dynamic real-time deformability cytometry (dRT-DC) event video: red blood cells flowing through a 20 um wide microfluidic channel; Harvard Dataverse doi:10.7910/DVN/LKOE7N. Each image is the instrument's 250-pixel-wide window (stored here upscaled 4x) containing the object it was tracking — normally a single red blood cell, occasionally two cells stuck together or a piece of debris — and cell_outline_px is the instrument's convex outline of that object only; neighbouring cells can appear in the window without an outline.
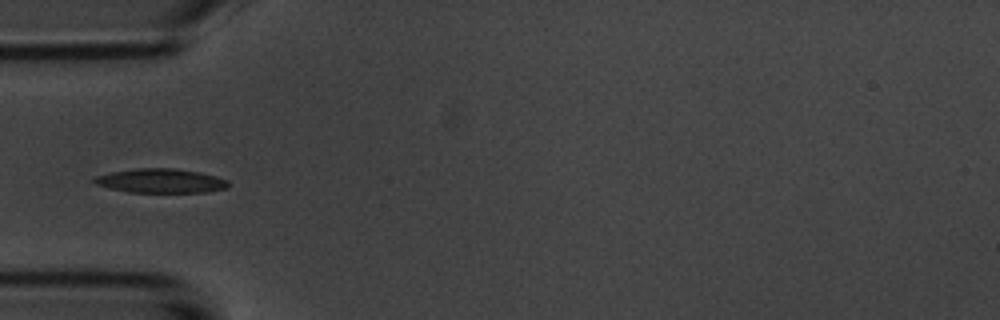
{"species": "common noctule bat (a hibernating species)", "species_latin": "Nyctalus noctula", "temperature_condition": "room temperature", "stored_images_in_passage": 6, "camera_frame_rate_fps": 3000, "um_per_image_px": 0.085, "animal": {"sex": "male", "body_mass_g": 20.1, "forearm_length_mm": 53.5}, "frame": {"image": 1, "passage_image": 4, "time_ms": 3.667, "image_size_px": [1000, 320], "cell_outline_px": [[228, 188], [208, 192], [128, 192], [108, 188], [96, 184], [92, 180], [96, 176], [112, 172], [136, 168], [176, 168], [200, 172], [216, 176], [228, 180]], "centroid_in_image_um": [13.68, 15.37], "position_along_channel_um": 71.3, "area_um2": 18.96}}
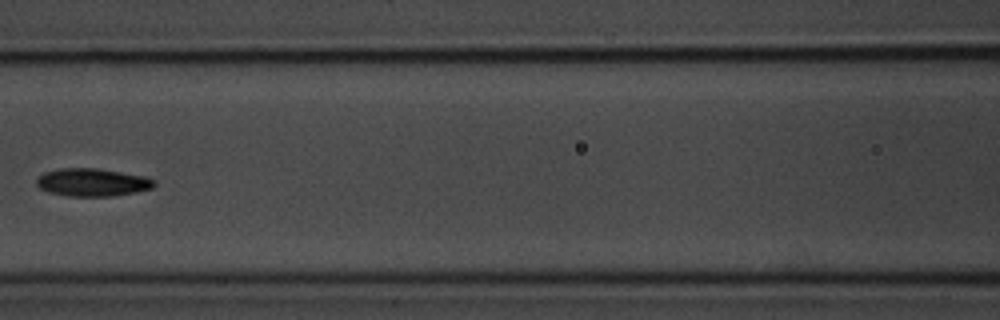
{"frame": {"image": 2, "passage_image": 6, "time_ms": 6.0, "image_size_px": [1000, 320], "cell_outline_px": [[156, 184], [152, 188], [136, 192], [112, 196], [68, 196], [48, 192], [40, 188], [36, 184], [36, 176], [44, 172], [60, 168], [96, 168], [144, 176], [156, 180]], "centroid_in_image_um": [7.82, 15.49], "position_along_channel_um": 158.8, "area_um2": 19.19}}